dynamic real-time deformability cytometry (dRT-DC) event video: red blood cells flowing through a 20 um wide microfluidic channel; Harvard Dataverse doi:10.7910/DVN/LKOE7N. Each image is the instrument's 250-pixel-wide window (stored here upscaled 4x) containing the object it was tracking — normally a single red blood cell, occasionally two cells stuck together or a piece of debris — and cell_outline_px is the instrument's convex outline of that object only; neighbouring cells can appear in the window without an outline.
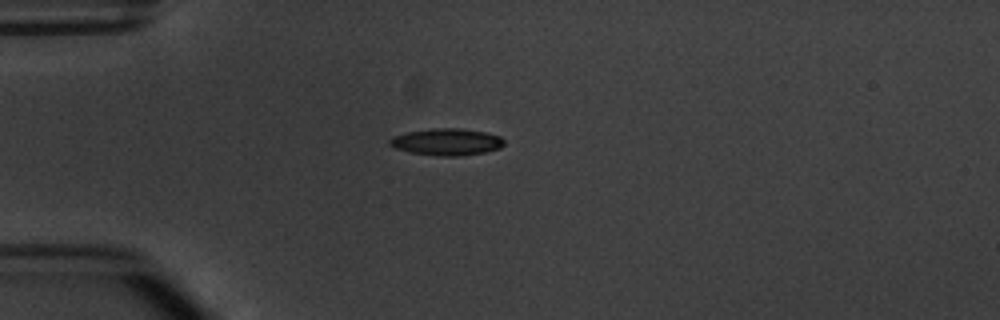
{"species": "common noctule bat (a hibernating species)", "species_latin": "Nyctalus noctula", "temperature_condition": "warm", "stored_images_in_passage": 4, "camera_frame_rate_fps": 3000, "um_per_image_px": 0.085, "animal": {"sex": "male", "body_mass_g": 20.1, "forearm_length_mm": 53.5}, "frame": {"image": 1, "passage_image": 4, "time_ms": 3.667, "image_size_px": [1000, 320], "cell_outline_px": [[504, 144], [500, 148], [484, 152], [460, 156], [440, 156], [412, 152], [396, 148], [388, 144], [388, 140], [392, 136], [408, 132], [436, 128], [460, 128], [484, 132], [500, 136], [504, 140]], "centroid_in_image_um": [37.97, 12.06], "position_along_channel_um": 47.0, "area_um2": 17.74}}